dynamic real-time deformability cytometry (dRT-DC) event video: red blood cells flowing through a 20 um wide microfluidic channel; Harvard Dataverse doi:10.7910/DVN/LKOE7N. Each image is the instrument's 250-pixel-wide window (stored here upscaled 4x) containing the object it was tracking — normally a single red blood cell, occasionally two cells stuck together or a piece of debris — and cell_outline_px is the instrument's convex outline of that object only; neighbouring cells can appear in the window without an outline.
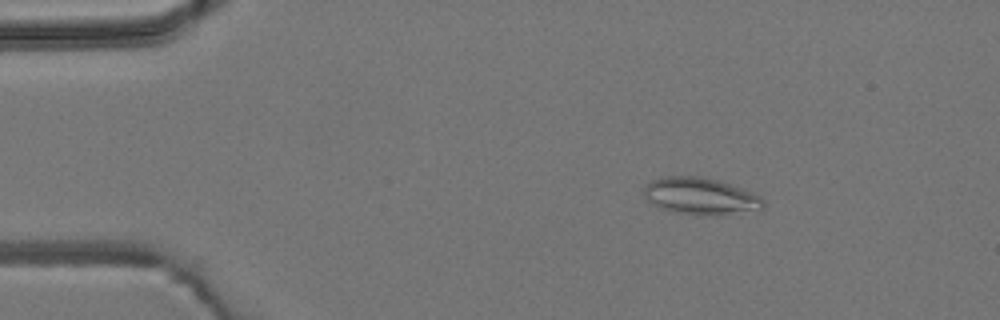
{"species": "common noctule bat (a hibernating species)", "species_latin": "Nyctalus noctula", "temperature_condition": "room temperature", "stored_images_in_passage": 5, "camera_frame_rate_fps": 3000, "um_per_image_px": 0.085, "animal": {"sex": "male", "body_mass_g": 19.2, "forearm_length_mm": 51.8}, "frame": {"image": 1, "passage_image": 2, "time_ms": 1.333, "image_size_px": [1000, 320], "cell_outline_px": [[764, 208], [716, 216], [708, 216], [672, 212], [660, 208], [652, 204], [644, 196], [644, 184], [660, 176], [696, 176], [716, 180], [752, 192], [760, 196], [764, 200]], "centroid_in_image_um": [59.49, 16.68], "position_along_channel_um": 25.5, "area_um2": 25.72}}